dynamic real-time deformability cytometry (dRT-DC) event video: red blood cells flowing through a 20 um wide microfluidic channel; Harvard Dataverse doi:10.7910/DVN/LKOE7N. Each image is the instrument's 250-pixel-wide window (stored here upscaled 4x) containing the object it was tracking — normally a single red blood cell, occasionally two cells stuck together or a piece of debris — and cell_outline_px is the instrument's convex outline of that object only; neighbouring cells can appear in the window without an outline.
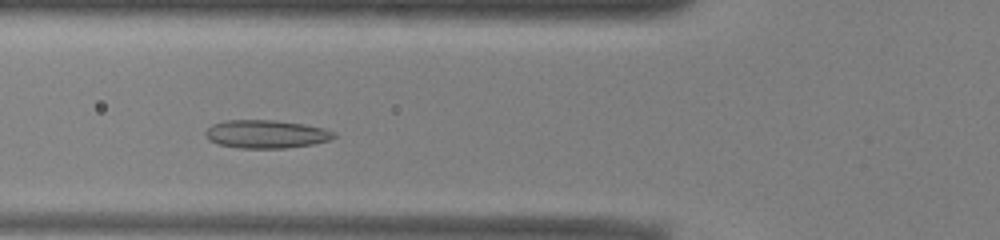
{"species": "common noctule bat (a hibernating species)", "species_latin": "Nyctalus noctula", "temperature_condition": "warm", "stored_images_in_passage": 44, "camera_frame_rate_fps": 3000, "um_per_image_px": 0.085, "animal": {"sex": "male", "body_mass_g": 13.0, "forearm_length_mm": 53.1}, "frame": {"image": 1, "passage_image": 11, "time_ms": 3.333, "image_size_px": [1000, 240], "cell_outline_px": [[336, 136], [332, 140], [312, 144], [284, 148], [240, 148], [220, 144], [208, 140], [204, 132], [212, 124], [224, 120], [272, 120], [304, 124], [324, 128], [336, 132]], "centroid_in_image_um": [22.64, 11.39], "position_along_channel_um": 103.2, "area_um2": 21.15}}
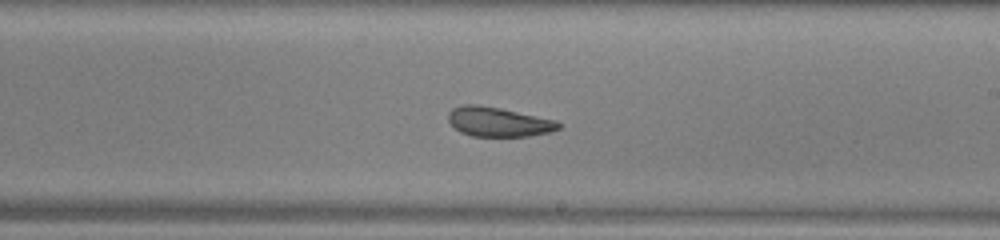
{"frame": {"image": 2, "passage_image": 22, "time_ms": 7.0, "image_size_px": [1000, 240], "cell_outline_px": [[560, 128], [552, 132], [528, 136], [472, 136], [460, 132], [448, 120], [448, 112], [452, 108], [464, 104], [476, 104], [500, 108], [556, 120], [560, 124]], "centroid_in_image_um": [42.36, 10.35], "position_along_channel_um": 246.6, "area_um2": 18.9}}
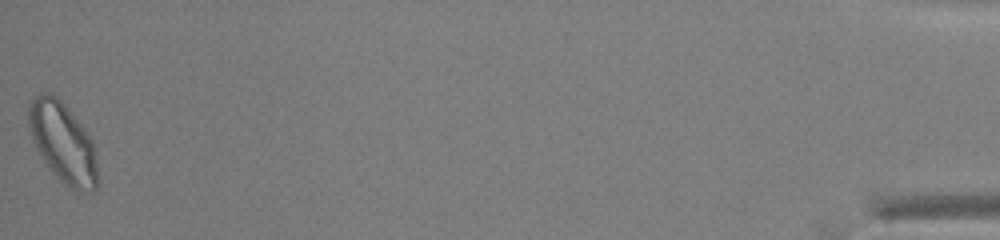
{"frame": {"image": 3, "passage_image": 44, "time_ms": 14.333, "image_size_px": [1000, 240], "cell_outline_px": [[96, 188], [92, 192], [76, 192], [68, 188], [48, 168], [40, 156], [32, 140], [28, 124], [28, 104], [32, 96], [40, 92], [48, 92], [56, 96], [64, 104], [80, 124], [92, 140], [96, 148]], "centroid_in_image_um": [5.31, 12.12], "position_along_channel_um": 429.9, "area_um2": 32.48}, "authors_computed_cell_mechanics": {"area_um2": 21.5883, "velocity_mm_per_s": 3.9166, "shape_relaxation_time_tau1_ms": null, "shape_relaxation_time_tau2_ms": 1.5806, "deformation_change_tau1": null, "deformation_change_tau2": 0.0803}}